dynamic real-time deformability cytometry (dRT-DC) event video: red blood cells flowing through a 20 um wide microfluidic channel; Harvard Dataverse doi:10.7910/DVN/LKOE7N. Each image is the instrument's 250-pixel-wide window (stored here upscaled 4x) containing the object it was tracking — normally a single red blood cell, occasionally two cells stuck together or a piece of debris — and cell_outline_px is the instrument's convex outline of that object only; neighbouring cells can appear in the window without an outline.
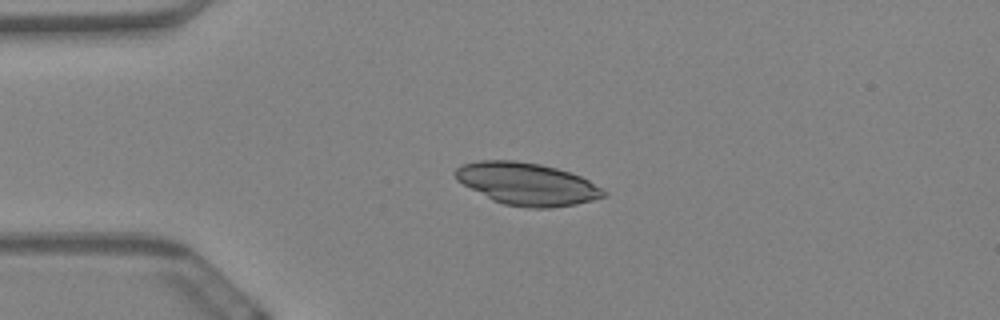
{"species": "Egyptian fruit bat (a non-hibernating species)", "species_latin": "Rousettus aegyptiacus", "temperature_condition": "warm", "stored_images_in_passage": 47, "camera_frame_rate_fps": 3000, "um_per_image_px": 0.085, "animal": {"sex": "female"}, "frame": {"image": 1, "passage_image": 1, "time_ms": 0.0, "image_size_px": [1000, 320], "cell_outline_px": [[608, 192], [604, 196], [592, 200], [576, 204], [552, 208], [532, 208], [504, 204], [492, 200], [456, 180], [456, 168], [460, 164], [476, 160], [512, 160], [540, 164], [556, 168], [580, 176], [588, 180]], "centroid_in_image_um": [44.78, 15.63], "position_along_channel_um": 40.2, "area_um2": 36.41}}
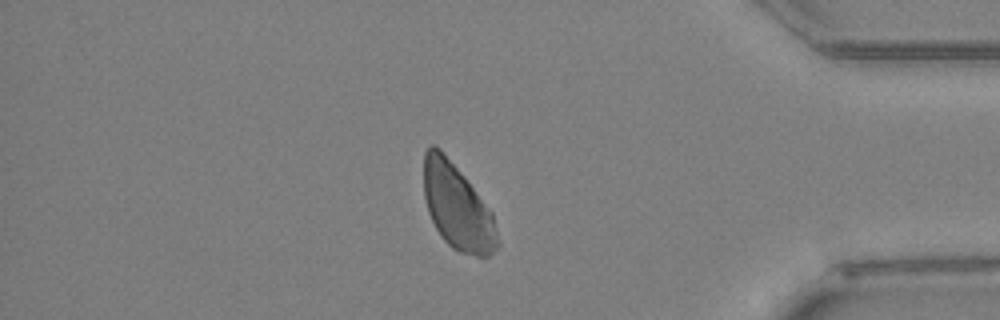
{"frame": {"image": 2, "passage_image": 38, "time_ms": 12.333, "image_size_px": [1000, 320], "cell_outline_px": [[500, 244], [488, 256], [476, 256], [460, 252], [452, 248], [440, 236], [428, 212], [424, 196], [424, 152], [428, 144], [436, 144], [440, 148], [464, 176], [492, 212]], "centroid_in_image_um": [38.85, 17.57], "position_along_channel_um": 396.3, "area_um2": 36.65}}
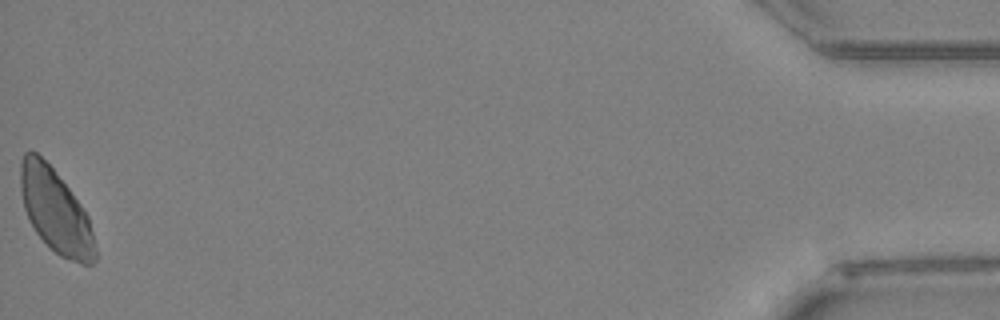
{"frame": {"image": 3, "passage_image": 47, "time_ms": 15.333, "image_size_px": [1000, 320], "cell_outline_px": [[96, 260], [92, 264], [80, 264], [68, 260], [60, 256], [36, 232], [24, 208], [20, 188], [20, 160], [24, 152], [36, 152], [52, 168], [68, 188], [80, 204], [88, 216], [96, 248]], "centroid_in_image_um": [4.72, 17.95], "position_along_channel_um": 430.5, "area_um2": 35.89}}